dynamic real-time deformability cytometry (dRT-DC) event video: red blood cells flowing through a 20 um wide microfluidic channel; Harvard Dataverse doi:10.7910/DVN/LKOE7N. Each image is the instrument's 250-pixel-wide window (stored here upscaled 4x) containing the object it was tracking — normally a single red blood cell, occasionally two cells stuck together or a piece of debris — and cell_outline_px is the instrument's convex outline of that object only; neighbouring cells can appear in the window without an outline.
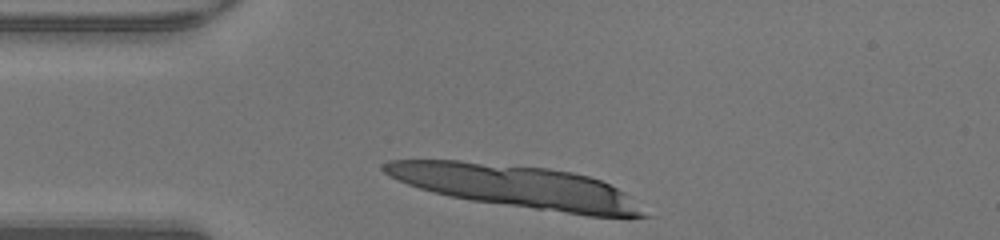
{"species": "human", "species_latin": "Homo sapiens", "temperature_condition": "warm", "stored_images_in_passage": 10, "camera_frame_rate_fps": 3000, "um_per_image_px": 0.085, "donor": {"sex": "male"}, "frame": {"image": 1, "passage_image": 1, "time_ms": 0.0, "image_size_px": [1000, 240], "cell_outline_px": [[652, 216], [628, 220], [588, 216], [472, 200], [452, 196], [420, 188], [408, 184], [384, 172], [380, 168], [388, 160], [460, 160], [548, 168], [572, 172], [588, 176], [600, 180], [624, 192]], "centroid_in_image_um": [44.06, 15.88], "position_along_channel_um": 40.9, "area_um2": 64.5}}